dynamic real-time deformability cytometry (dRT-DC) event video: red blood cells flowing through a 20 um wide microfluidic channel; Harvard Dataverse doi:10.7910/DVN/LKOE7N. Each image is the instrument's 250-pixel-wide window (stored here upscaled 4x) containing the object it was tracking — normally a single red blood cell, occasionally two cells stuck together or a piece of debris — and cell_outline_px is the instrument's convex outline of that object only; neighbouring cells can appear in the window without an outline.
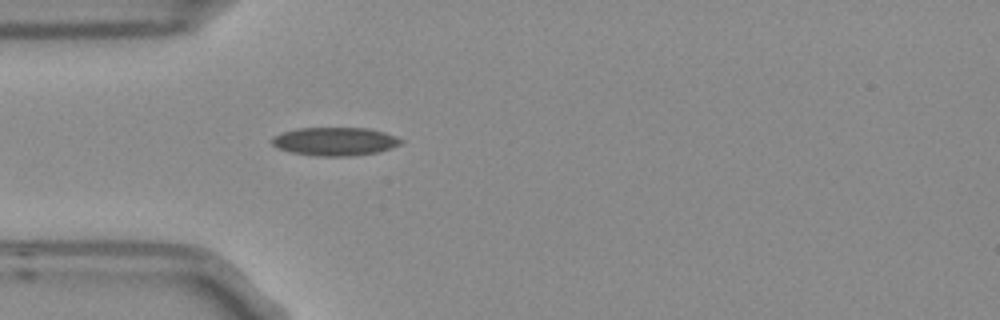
{"species": "Egyptian fruit bat (a non-hibernating species)", "species_latin": "Rousettus aegyptiacus", "temperature_condition": "room temperature", "stored_images_in_passage": 1, "camera_frame_rate_fps": 3000, "um_per_image_px": 0.085, "frame": {"image": 1, "passage_image": 1, "time_ms": 0.0, "image_size_px": [1000, 320], "cell_outline_px": [[404, 140], [400, 144], [376, 152], [348, 156], [324, 156], [292, 152], [280, 148], [272, 144], [272, 136], [296, 128], [368, 128], [384, 132], [396, 136]], "centroid_in_image_um": [28.48, 12.0], "position_along_channel_um": 56.5, "area_um2": 20.92}}